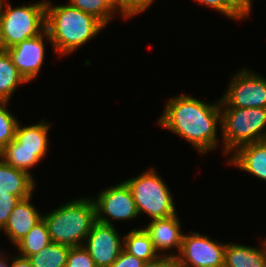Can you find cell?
Returning a JSON list of instances; mask_svg holds the SVG:
<instances>
[{
  "instance_id": "7402d4cb",
  "label": "cell",
  "mask_w": 266,
  "mask_h": 267,
  "mask_svg": "<svg viewBox=\"0 0 266 267\" xmlns=\"http://www.w3.org/2000/svg\"><path fill=\"white\" fill-rule=\"evenodd\" d=\"M69 4L81 11L88 13L105 26L113 19L117 13L115 6L109 0H68Z\"/></svg>"
},
{
  "instance_id": "3957f363",
  "label": "cell",
  "mask_w": 266,
  "mask_h": 267,
  "mask_svg": "<svg viewBox=\"0 0 266 267\" xmlns=\"http://www.w3.org/2000/svg\"><path fill=\"white\" fill-rule=\"evenodd\" d=\"M51 242L70 247L83 246L93 224L96 209L92 198H78L44 214Z\"/></svg>"
},
{
  "instance_id": "52a82bcc",
  "label": "cell",
  "mask_w": 266,
  "mask_h": 267,
  "mask_svg": "<svg viewBox=\"0 0 266 267\" xmlns=\"http://www.w3.org/2000/svg\"><path fill=\"white\" fill-rule=\"evenodd\" d=\"M184 234L179 254H165L175 259L177 267H223L226 243H219L190 231Z\"/></svg>"
},
{
  "instance_id": "d4e9b609",
  "label": "cell",
  "mask_w": 266,
  "mask_h": 267,
  "mask_svg": "<svg viewBox=\"0 0 266 267\" xmlns=\"http://www.w3.org/2000/svg\"><path fill=\"white\" fill-rule=\"evenodd\" d=\"M7 105L8 102H0V151L14 139L19 123Z\"/></svg>"
},
{
  "instance_id": "836d02e7",
  "label": "cell",
  "mask_w": 266,
  "mask_h": 267,
  "mask_svg": "<svg viewBox=\"0 0 266 267\" xmlns=\"http://www.w3.org/2000/svg\"><path fill=\"white\" fill-rule=\"evenodd\" d=\"M114 6L117 11V0H109Z\"/></svg>"
},
{
  "instance_id": "6da1fadb",
  "label": "cell",
  "mask_w": 266,
  "mask_h": 267,
  "mask_svg": "<svg viewBox=\"0 0 266 267\" xmlns=\"http://www.w3.org/2000/svg\"><path fill=\"white\" fill-rule=\"evenodd\" d=\"M165 105L157 121L159 126L183 137L200 154L217 148V126L221 127L220 99L208 104L183 93L170 98Z\"/></svg>"
},
{
  "instance_id": "30bf717a",
  "label": "cell",
  "mask_w": 266,
  "mask_h": 267,
  "mask_svg": "<svg viewBox=\"0 0 266 267\" xmlns=\"http://www.w3.org/2000/svg\"><path fill=\"white\" fill-rule=\"evenodd\" d=\"M114 225H107L96 221L85 242L84 248L95 262L96 267H109L123 250L121 235Z\"/></svg>"
},
{
  "instance_id": "e575fe53",
  "label": "cell",
  "mask_w": 266,
  "mask_h": 267,
  "mask_svg": "<svg viewBox=\"0 0 266 267\" xmlns=\"http://www.w3.org/2000/svg\"><path fill=\"white\" fill-rule=\"evenodd\" d=\"M2 1H3V0H0V16H1Z\"/></svg>"
},
{
  "instance_id": "4dcf8cb0",
  "label": "cell",
  "mask_w": 266,
  "mask_h": 267,
  "mask_svg": "<svg viewBox=\"0 0 266 267\" xmlns=\"http://www.w3.org/2000/svg\"><path fill=\"white\" fill-rule=\"evenodd\" d=\"M10 262L11 265L8 263V267H32L30 260L20 255L15 256Z\"/></svg>"
},
{
  "instance_id": "7c38bea8",
  "label": "cell",
  "mask_w": 266,
  "mask_h": 267,
  "mask_svg": "<svg viewBox=\"0 0 266 267\" xmlns=\"http://www.w3.org/2000/svg\"><path fill=\"white\" fill-rule=\"evenodd\" d=\"M143 229L149 235L156 252L159 254L162 251L160 256H164L163 251L173 248H177L179 254L184 234L177 213L166 218L152 219Z\"/></svg>"
},
{
  "instance_id": "9c48e42d",
  "label": "cell",
  "mask_w": 266,
  "mask_h": 267,
  "mask_svg": "<svg viewBox=\"0 0 266 267\" xmlns=\"http://www.w3.org/2000/svg\"><path fill=\"white\" fill-rule=\"evenodd\" d=\"M96 209V221L113 225V221H126L139 216L134 198L128 185L123 181L104 189L93 198Z\"/></svg>"
},
{
  "instance_id": "5bb4252c",
  "label": "cell",
  "mask_w": 266,
  "mask_h": 267,
  "mask_svg": "<svg viewBox=\"0 0 266 267\" xmlns=\"http://www.w3.org/2000/svg\"><path fill=\"white\" fill-rule=\"evenodd\" d=\"M232 153L227 163L266 181V140L244 144Z\"/></svg>"
},
{
  "instance_id": "7a4b0ae2",
  "label": "cell",
  "mask_w": 266,
  "mask_h": 267,
  "mask_svg": "<svg viewBox=\"0 0 266 267\" xmlns=\"http://www.w3.org/2000/svg\"><path fill=\"white\" fill-rule=\"evenodd\" d=\"M104 27L100 20L68 2L65 5H52L46 0V30L59 56L76 51L95 38Z\"/></svg>"
},
{
  "instance_id": "ba28073f",
  "label": "cell",
  "mask_w": 266,
  "mask_h": 267,
  "mask_svg": "<svg viewBox=\"0 0 266 267\" xmlns=\"http://www.w3.org/2000/svg\"><path fill=\"white\" fill-rule=\"evenodd\" d=\"M225 92L220 108H266V78L245 67L231 77Z\"/></svg>"
},
{
  "instance_id": "83f0119b",
  "label": "cell",
  "mask_w": 266,
  "mask_h": 267,
  "mask_svg": "<svg viewBox=\"0 0 266 267\" xmlns=\"http://www.w3.org/2000/svg\"><path fill=\"white\" fill-rule=\"evenodd\" d=\"M21 199L12 194L0 195V231L6 225L8 218Z\"/></svg>"
},
{
  "instance_id": "44dd1931",
  "label": "cell",
  "mask_w": 266,
  "mask_h": 267,
  "mask_svg": "<svg viewBox=\"0 0 266 267\" xmlns=\"http://www.w3.org/2000/svg\"><path fill=\"white\" fill-rule=\"evenodd\" d=\"M70 246L51 242L28 257L32 267H66Z\"/></svg>"
},
{
  "instance_id": "cb8c5ba5",
  "label": "cell",
  "mask_w": 266,
  "mask_h": 267,
  "mask_svg": "<svg viewBox=\"0 0 266 267\" xmlns=\"http://www.w3.org/2000/svg\"><path fill=\"white\" fill-rule=\"evenodd\" d=\"M201 5L208 6L232 20H243L249 16L247 2L245 0H194Z\"/></svg>"
},
{
  "instance_id": "e0dca14e",
  "label": "cell",
  "mask_w": 266,
  "mask_h": 267,
  "mask_svg": "<svg viewBox=\"0 0 266 267\" xmlns=\"http://www.w3.org/2000/svg\"><path fill=\"white\" fill-rule=\"evenodd\" d=\"M261 245L256 248L226 243L223 267H266V239Z\"/></svg>"
},
{
  "instance_id": "f1b7e54d",
  "label": "cell",
  "mask_w": 266,
  "mask_h": 267,
  "mask_svg": "<svg viewBox=\"0 0 266 267\" xmlns=\"http://www.w3.org/2000/svg\"><path fill=\"white\" fill-rule=\"evenodd\" d=\"M144 263L145 261L137 258L136 256L130 255L123 249L117 260L109 267H142Z\"/></svg>"
},
{
  "instance_id": "8992f818",
  "label": "cell",
  "mask_w": 266,
  "mask_h": 267,
  "mask_svg": "<svg viewBox=\"0 0 266 267\" xmlns=\"http://www.w3.org/2000/svg\"><path fill=\"white\" fill-rule=\"evenodd\" d=\"M124 182L131 190L139 214L146 213L151 219H159L177 213L169 187L155 168Z\"/></svg>"
},
{
  "instance_id": "f546056e",
  "label": "cell",
  "mask_w": 266,
  "mask_h": 267,
  "mask_svg": "<svg viewBox=\"0 0 266 267\" xmlns=\"http://www.w3.org/2000/svg\"><path fill=\"white\" fill-rule=\"evenodd\" d=\"M142 267H177L174 258L164 255L159 256L157 259L145 262Z\"/></svg>"
},
{
  "instance_id": "4316f807",
  "label": "cell",
  "mask_w": 266,
  "mask_h": 267,
  "mask_svg": "<svg viewBox=\"0 0 266 267\" xmlns=\"http://www.w3.org/2000/svg\"><path fill=\"white\" fill-rule=\"evenodd\" d=\"M66 267H96L84 246L70 247Z\"/></svg>"
},
{
  "instance_id": "d6a6232c",
  "label": "cell",
  "mask_w": 266,
  "mask_h": 267,
  "mask_svg": "<svg viewBox=\"0 0 266 267\" xmlns=\"http://www.w3.org/2000/svg\"><path fill=\"white\" fill-rule=\"evenodd\" d=\"M252 2H253V0H249L248 2H247V6H248V10H249V13L251 12L250 10H252Z\"/></svg>"
},
{
  "instance_id": "2e32d148",
  "label": "cell",
  "mask_w": 266,
  "mask_h": 267,
  "mask_svg": "<svg viewBox=\"0 0 266 267\" xmlns=\"http://www.w3.org/2000/svg\"><path fill=\"white\" fill-rule=\"evenodd\" d=\"M35 184L32 174L14 168L0 158V195L12 194L24 199L33 195Z\"/></svg>"
},
{
  "instance_id": "ac0fdd59",
  "label": "cell",
  "mask_w": 266,
  "mask_h": 267,
  "mask_svg": "<svg viewBox=\"0 0 266 267\" xmlns=\"http://www.w3.org/2000/svg\"><path fill=\"white\" fill-rule=\"evenodd\" d=\"M28 82L19 73L6 50H0V102H8L22 84Z\"/></svg>"
},
{
  "instance_id": "5b68a950",
  "label": "cell",
  "mask_w": 266,
  "mask_h": 267,
  "mask_svg": "<svg viewBox=\"0 0 266 267\" xmlns=\"http://www.w3.org/2000/svg\"><path fill=\"white\" fill-rule=\"evenodd\" d=\"M223 153L266 140V108H221Z\"/></svg>"
},
{
  "instance_id": "9a60e30c",
  "label": "cell",
  "mask_w": 266,
  "mask_h": 267,
  "mask_svg": "<svg viewBox=\"0 0 266 267\" xmlns=\"http://www.w3.org/2000/svg\"><path fill=\"white\" fill-rule=\"evenodd\" d=\"M44 120L24 127L18 123L14 136L15 151L34 152L41 160L47 155L48 132L51 126Z\"/></svg>"
},
{
  "instance_id": "ffe728a7",
  "label": "cell",
  "mask_w": 266,
  "mask_h": 267,
  "mask_svg": "<svg viewBox=\"0 0 266 267\" xmlns=\"http://www.w3.org/2000/svg\"><path fill=\"white\" fill-rule=\"evenodd\" d=\"M50 243L48 227L42 219L15 246L18 248V255L28 258L46 248Z\"/></svg>"
},
{
  "instance_id": "1f68e13d",
  "label": "cell",
  "mask_w": 266,
  "mask_h": 267,
  "mask_svg": "<svg viewBox=\"0 0 266 267\" xmlns=\"http://www.w3.org/2000/svg\"><path fill=\"white\" fill-rule=\"evenodd\" d=\"M1 253L2 251H0V267H8V259H10L8 258L9 255H3V253L2 254Z\"/></svg>"
},
{
  "instance_id": "8fae6325",
  "label": "cell",
  "mask_w": 266,
  "mask_h": 267,
  "mask_svg": "<svg viewBox=\"0 0 266 267\" xmlns=\"http://www.w3.org/2000/svg\"><path fill=\"white\" fill-rule=\"evenodd\" d=\"M50 41L47 30L37 37L22 41L6 49L19 73L30 83L38 77L45 59L44 39Z\"/></svg>"
},
{
  "instance_id": "4fadbf2b",
  "label": "cell",
  "mask_w": 266,
  "mask_h": 267,
  "mask_svg": "<svg viewBox=\"0 0 266 267\" xmlns=\"http://www.w3.org/2000/svg\"><path fill=\"white\" fill-rule=\"evenodd\" d=\"M32 197L21 199L11 212L3 232L15 245L43 219V214L31 203Z\"/></svg>"
},
{
  "instance_id": "484cf974",
  "label": "cell",
  "mask_w": 266,
  "mask_h": 267,
  "mask_svg": "<svg viewBox=\"0 0 266 267\" xmlns=\"http://www.w3.org/2000/svg\"><path fill=\"white\" fill-rule=\"evenodd\" d=\"M155 0H117V12L128 19L146 11Z\"/></svg>"
},
{
  "instance_id": "d6986e66",
  "label": "cell",
  "mask_w": 266,
  "mask_h": 267,
  "mask_svg": "<svg viewBox=\"0 0 266 267\" xmlns=\"http://www.w3.org/2000/svg\"><path fill=\"white\" fill-rule=\"evenodd\" d=\"M123 239V249L130 255L136 256L145 262L153 261L160 256L143 228H134Z\"/></svg>"
},
{
  "instance_id": "603a6c76",
  "label": "cell",
  "mask_w": 266,
  "mask_h": 267,
  "mask_svg": "<svg viewBox=\"0 0 266 267\" xmlns=\"http://www.w3.org/2000/svg\"><path fill=\"white\" fill-rule=\"evenodd\" d=\"M2 158L8 165L31 173L30 168L41 162V159L34 152L15 151V139L0 151Z\"/></svg>"
},
{
  "instance_id": "277c9868",
  "label": "cell",
  "mask_w": 266,
  "mask_h": 267,
  "mask_svg": "<svg viewBox=\"0 0 266 267\" xmlns=\"http://www.w3.org/2000/svg\"><path fill=\"white\" fill-rule=\"evenodd\" d=\"M45 30L46 1L16 7L2 1L0 50H6L22 41L37 37Z\"/></svg>"
}]
</instances>
